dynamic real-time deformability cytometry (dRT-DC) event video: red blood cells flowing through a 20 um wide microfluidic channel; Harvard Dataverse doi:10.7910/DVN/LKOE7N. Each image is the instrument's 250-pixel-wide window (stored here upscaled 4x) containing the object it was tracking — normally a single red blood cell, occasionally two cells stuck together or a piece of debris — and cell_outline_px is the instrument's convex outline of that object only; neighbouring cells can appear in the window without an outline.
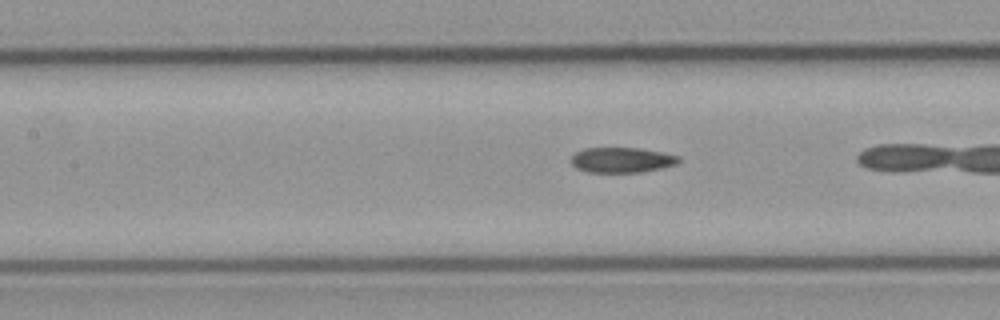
{"species": "common noctule bat (a hibernating species)", "species_latin": "Nyctalus noctula", "temperature_condition": "cold", "stored_images_in_passage": 20, "camera_frame_rate_fps": 3000, "um_per_image_px": 0.085, "animal": {"sex": "male", "body_mass_g": 23.1, "forearm_length_mm": 52.7}, "frame": {"image": 1, "passage_image": 17, "time_ms": 5.333, "image_size_px": [1000, 320], "cell_outline_px": [[680, 160], [676, 164], [660, 168], [640, 172], [588, 172], [576, 168], [572, 164], [572, 156], [576, 152], [584, 148], [640, 148], [664, 152], [680, 156]], "centroid_in_image_um": [52.86, 13.59], "position_along_channel_um": 154.5, "area_um2": 15.78}}